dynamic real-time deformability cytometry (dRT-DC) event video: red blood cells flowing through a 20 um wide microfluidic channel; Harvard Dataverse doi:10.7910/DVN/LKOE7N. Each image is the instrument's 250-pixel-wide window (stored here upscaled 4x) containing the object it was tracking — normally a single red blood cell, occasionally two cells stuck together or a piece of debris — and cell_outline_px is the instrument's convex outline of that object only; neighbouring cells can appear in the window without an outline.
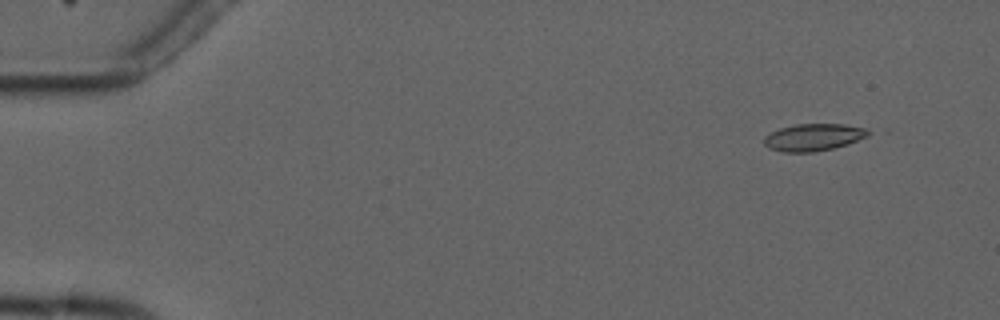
{"species": "common noctule bat (a hibernating species)", "species_latin": "Nyctalus noctula", "temperature_condition": "cold", "stored_images_in_passage": 9, "camera_frame_rate_fps": 3000, "um_per_image_px": 0.085, "animal": {"sex": "male", "forearm_length_mm": 52.5}, "frame": {"image": 1, "passage_image": 2, "time_ms": 1.333, "image_size_px": [1000, 320], "cell_outline_px": [[876, 132], [868, 136], [848, 144], [832, 148], [812, 152], [780, 152], [768, 148], [764, 144], [764, 136], [780, 128], [796, 124], [844, 124], [868, 128]], "centroid_in_image_um": [69.2, 11.66], "position_along_channel_um": 15.8, "area_um2": 16.7}}
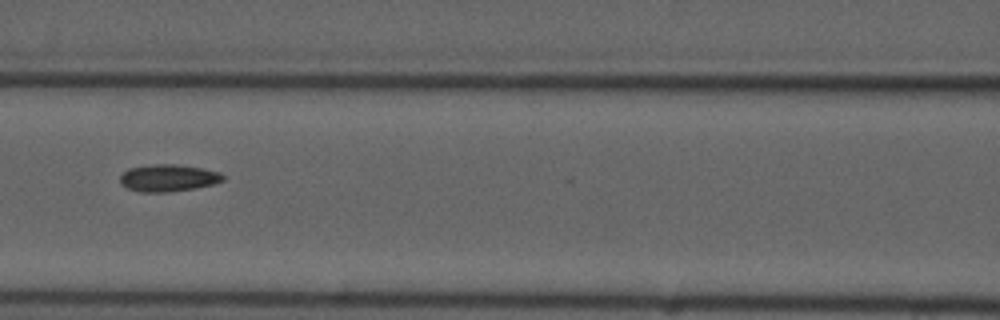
{"frame": {"image": 2, "passage_image": 7, "time_ms": 8.0, "image_size_px": [1000, 320], "cell_outline_px": [[224, 180], [212, 184], [196, 188], [168, 192], [140, 192], [128, 188], [120, 184], [120, 176], [128, 168], [156, 164], [176, 164], [200, 168], [220, 172], [224, 176]], "centroid_in_image_um": [14.28, 15.13], "position_along_channel_um": 152.3, "area_um2": 16.18}}
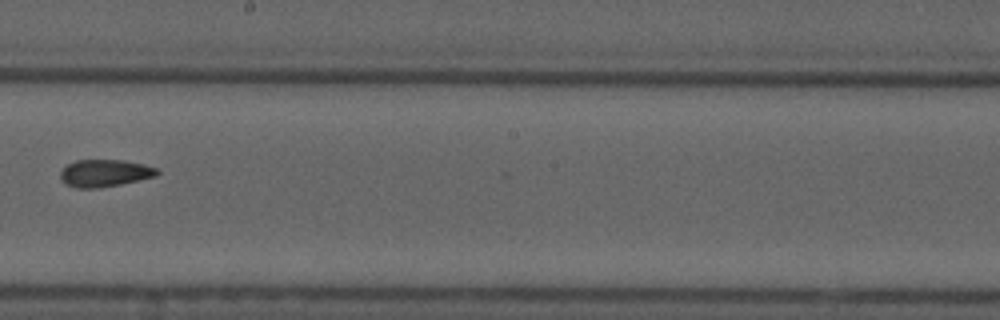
{"frame": {"image": 3, "passage_image": 9, "time_ms": 10.333, "image_size_px": [1000, 320], "cell_outline_px": [[160, 172], [156, 176], [120, 184], [100, 188], [76, 188], [64, 184], [60, 176], [60, 172], [68, 164], [76, 160], [120, 160], [144, 164], [156, 168]], "centroid_in_image_um": [8.88, 14.72], "position_along_channel_um": 239.3, "area_um2": 15.32}}